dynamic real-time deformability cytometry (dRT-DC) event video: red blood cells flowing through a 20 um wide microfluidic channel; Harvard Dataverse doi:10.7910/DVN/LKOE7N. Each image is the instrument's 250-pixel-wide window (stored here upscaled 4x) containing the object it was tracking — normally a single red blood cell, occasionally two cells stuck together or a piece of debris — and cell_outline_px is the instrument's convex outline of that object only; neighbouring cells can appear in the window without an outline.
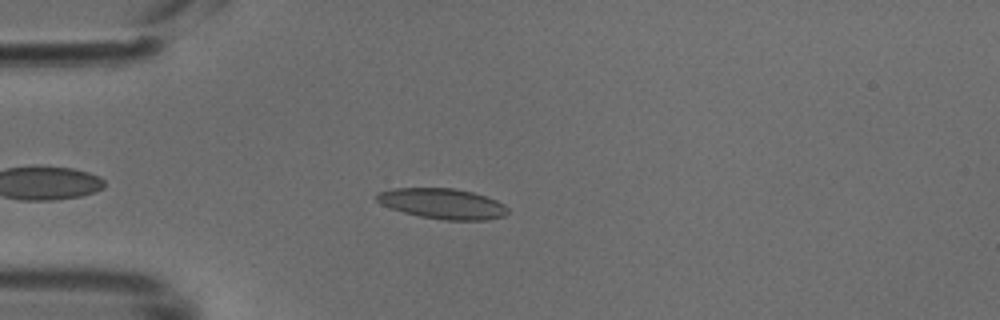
{"species": "common noctule bat (a hibernating species)", "species_latin": "Nyctalus noctula", "temperature_condition": "cold", "stored_images_in_passage": 39, "camera_frame_rate_fps": 3000, "um_per_image_px": 0.085, "animal": {"sex": "male", "body_mass_g": 18.8}, "frame": {"image": 1, "passage_image": 6, "time_ms": 1.667, "image_size_px": [1000, 320], "cell_outline_px": [[508, 212], [504, 216], [488, 220], [444, 220], [420, 216], [404, 212], [392, 208], [376, 200], [376, 192], [396, 188], [452, 188], [472, 192], [496, 200], [504, 204], [508, 208]], "centroid_in_image_um": [37.64, 17.31], "position_along_channel_um": 47.4, "area_um2": 23.06}}
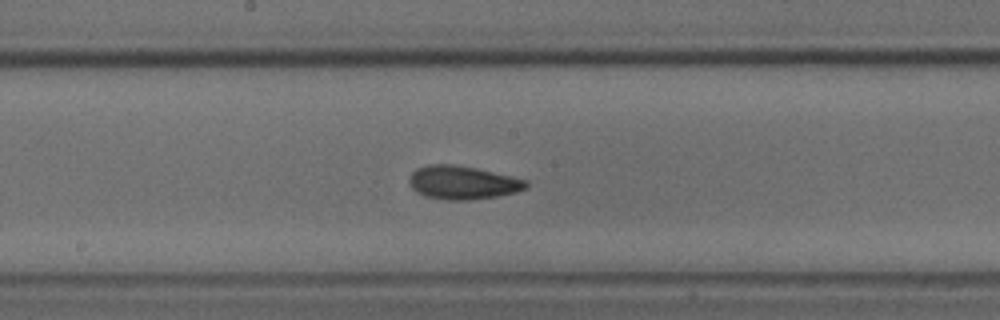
{"frame": {"image": 2, "passage_image": 19, "time_ms": 6.0, "image_size_px": [1000, 320], "cell_outline_px": [[528, 188], [516, 192], [496, 196], [468, 200], [444, 200], [424, 196], [416, 192], [408, 184], [408, 180], [412, 172], [416, 168], [428, 164], [452, 164], [476, 168], [528, 180]], "centroid_in_image_um": [39.29, 15.52], "position_along_channel_um": 208.9, "area_um2": 22.95}}
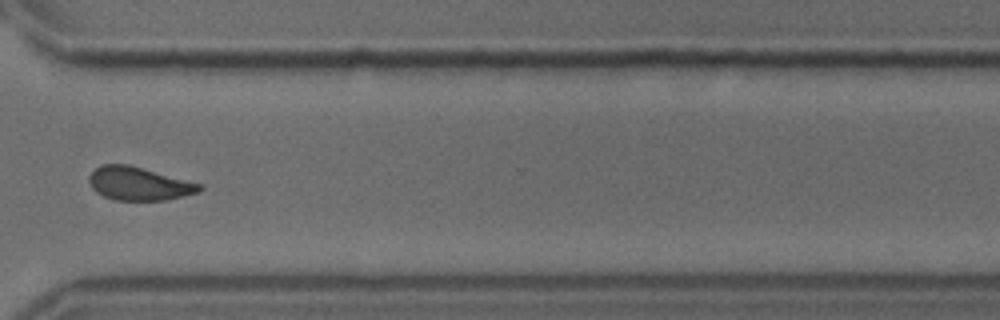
{"frame": {"image": 3, "passage_image": 30, "time_ms": 9.667, "image_size_px": [1000, 320], "cell_outline_px": [[204, 188], [200, 192], [168, 200], [112, 200], [96, 192], [92, 188], [88, 180], [88, 176], [100, 164], [128, 164], [204, 184]], "centroid_in_image_um": [11.84, 15.61], "position_along_channel_um": 358.8, "area_um2": 21.73}}